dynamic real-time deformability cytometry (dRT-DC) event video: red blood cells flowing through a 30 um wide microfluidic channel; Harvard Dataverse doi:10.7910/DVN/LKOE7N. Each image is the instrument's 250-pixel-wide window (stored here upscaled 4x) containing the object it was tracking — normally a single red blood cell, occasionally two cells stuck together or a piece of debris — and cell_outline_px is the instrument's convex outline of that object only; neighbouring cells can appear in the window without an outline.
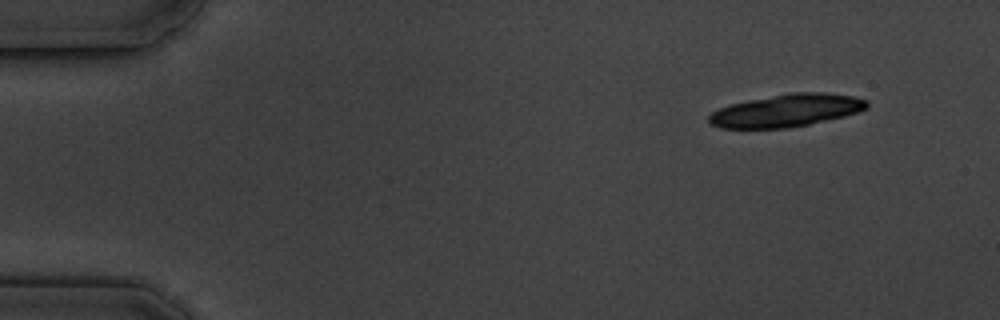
{"species": "common noctule bat (a hibernating species)", "species_latin": "Nyctalus noctula", "temperature_condition": "cold", "stored_images_in_passage": 4, "camera_frame_rate_fps": 3000, "um_per_image_px": 0.085, "animal": {"sex": "male", "body_mass_g": 19.5, "forearm_length_mm": 54.6}, "frame": {"image": 1, "passage_image": 1, "time_ms": 0.0, "image_size_px": [1000, 320], "cell_outline_px": [[868, 108], [844, 116], [808, 124], [788, 128], [720, 128], [708, 124], [708, 116], [712, 112], [728, 104], [788, 92], [824, 92], [852, 96], [868, 100]], "centroid_in_image_um": [66.81, 9.39], "position_along_channel_um": 18.2, "area_um2": 30.11}}